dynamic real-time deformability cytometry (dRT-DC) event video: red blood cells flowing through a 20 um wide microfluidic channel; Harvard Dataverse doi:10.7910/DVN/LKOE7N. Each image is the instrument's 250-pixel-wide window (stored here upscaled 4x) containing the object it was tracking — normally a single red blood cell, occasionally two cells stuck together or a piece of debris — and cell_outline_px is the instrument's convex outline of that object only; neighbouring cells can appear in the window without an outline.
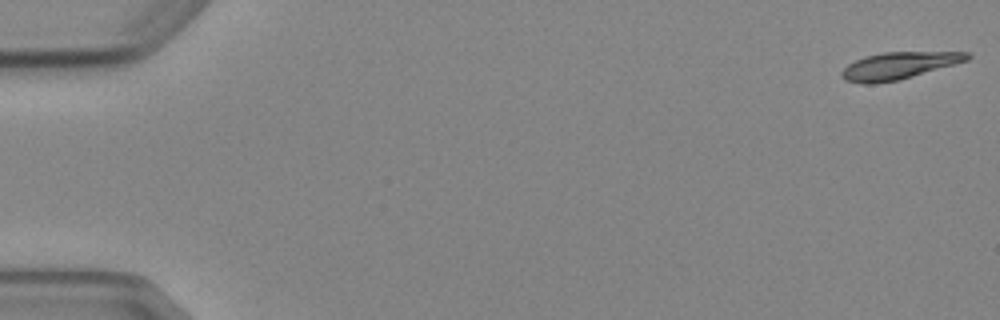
{"species": "Egyptian fruit bat (a non-hibernating species)", "species_latin": "Rousettus aegyptiacus", "temperature_condition": "cold", "stored_images_in_passage": 6, "camera_frame_rate_fps": 3000, "um_per_image_px": 0.085, "animal": {"sex": "female"}, "frame": {"image": 1, "passage_image": 1, "time_ms": 0.0, "image_size_px": [1000, 320], "cell_outline_px": [[972, 56], [968, 60], [900, 80], [872, 84], [864, 84], [844, 80], [840, 76], [840, 72], [848, 64], [864, 56], [884, 52], [968, 52]], "centroid_in_image_um": [76.36, 5.59], "position_along_channel_um": 8.6, "area_um2": 19.83}}
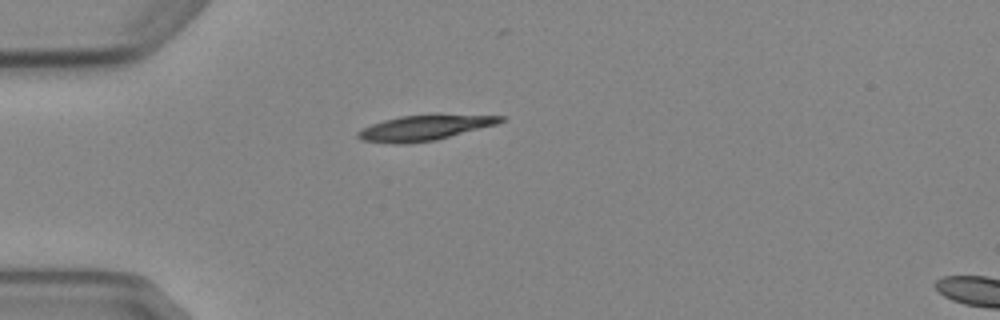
{"frame": {"image": 2, "passage_image": 5, "time_ms": 4.667, "image_size_px": [1000, 320], "cell_outline_px": [[508, 116], [504, 120], [496, 124], [436, 140], [400, 144], [392, 144], [360, 140], [356, 136], [356, 132], [372, 124], [384, 120], [400, 116]], "centroid_in_image_um": [35.99, 10.9], "position_along_channel_um": 49.0, "area_um2": 20.23}}